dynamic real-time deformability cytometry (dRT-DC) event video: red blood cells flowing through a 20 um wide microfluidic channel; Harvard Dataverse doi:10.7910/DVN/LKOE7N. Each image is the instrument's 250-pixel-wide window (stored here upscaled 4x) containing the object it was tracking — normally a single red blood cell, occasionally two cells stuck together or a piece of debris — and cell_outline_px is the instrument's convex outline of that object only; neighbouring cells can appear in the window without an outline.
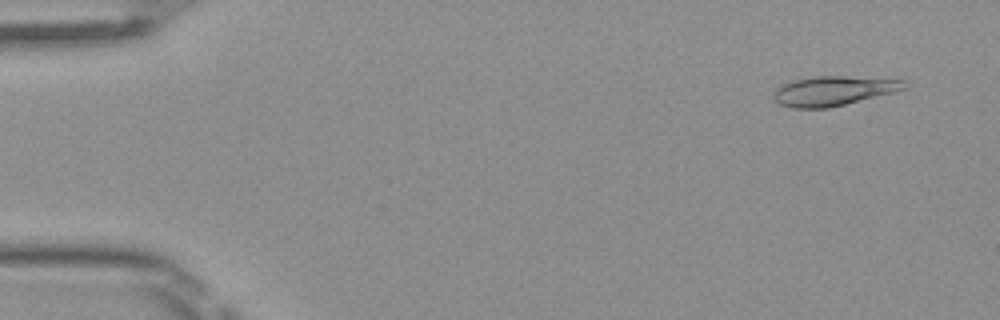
{"species": "Egyptian fruit bat (a non-hibernating species)", "species_latin": "Rousettus aegyptiacus", "temperature_condition": "room temperature", "stored_images_in_passage": 49, "camera_frame_rate_fps": 3000, "um_per_image_px": 0.085, "frame": {"image": 1, "passage_image": 3, "time_ms": 0.667, "image_size_px": [1000, 320], "cell_outline_px": [[908, 84], [904, 88], [896, 92], [828, 108], [792, 108], [780, 104], [772, 100], [772, 96], [776, 88], [784, 84], [796, 80], [816, 76], [844, 76], [904, 80]], "centroid_in_image_um": [70.83, 7.73], "position_along_channel_um": 14.2, "area_um2": 22.43}}
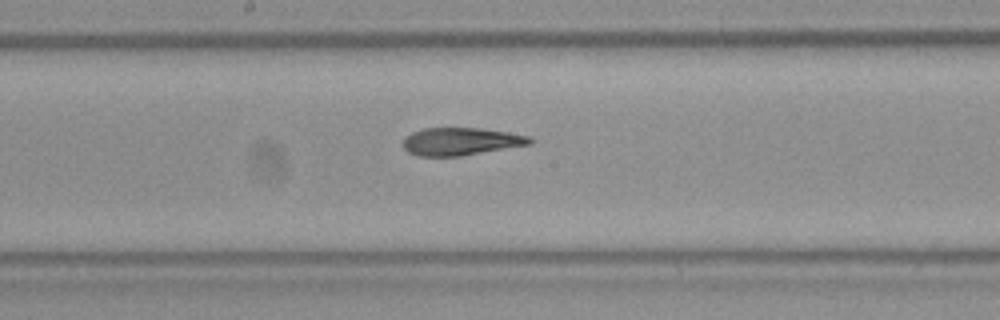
{"frame": {"image": 2, "passage_image": 26, "time_ms": 8.333, "image_size_px": [1000, 320], "cell_outline_px": [[536, 140], [532, 144], [460, 156], [416, 156], [408, 152], [400, 144], [404, 136], [412, 132], [424, 128], [480, 128], [508, 132], [532, 136]], "centroid_in_image_um": [39.17, 12.02], "position_along_channel_um": 209.0, "area_um2": 20.81}}
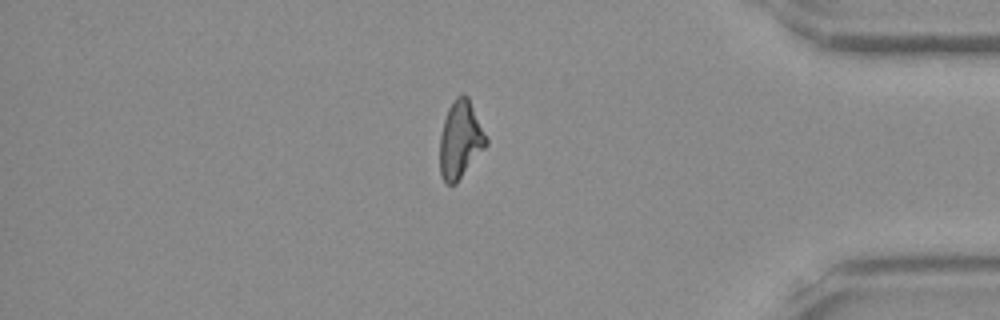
{"frame": {"image": 3, "passage_image": 42, "time_ms": 13.667, "image_size_px": [1000, 320], "cell_outline_px": [[488, 144], [456, 184], [444, 184], [440, 176], [440, 136], [444, 120], [448, 108], [456, 96], [464, 92], [468, 96], [488, 140]], "centroid_in_image_um": [39.12, 11.89], "position_along_channel_um": 396.1, "area_um2": 20.98}, "authors_computed_cell_mechanics": {"area_um2": 21.3282, "velocity_mm_per_s": 4.0584, "shape_relaxation_time_tau1_ms": null, "shape_relaxation_time_tau2_ms": 3.5433, "deformation_change_tau1": null, "deformation_change_tau2": 0.1025}}